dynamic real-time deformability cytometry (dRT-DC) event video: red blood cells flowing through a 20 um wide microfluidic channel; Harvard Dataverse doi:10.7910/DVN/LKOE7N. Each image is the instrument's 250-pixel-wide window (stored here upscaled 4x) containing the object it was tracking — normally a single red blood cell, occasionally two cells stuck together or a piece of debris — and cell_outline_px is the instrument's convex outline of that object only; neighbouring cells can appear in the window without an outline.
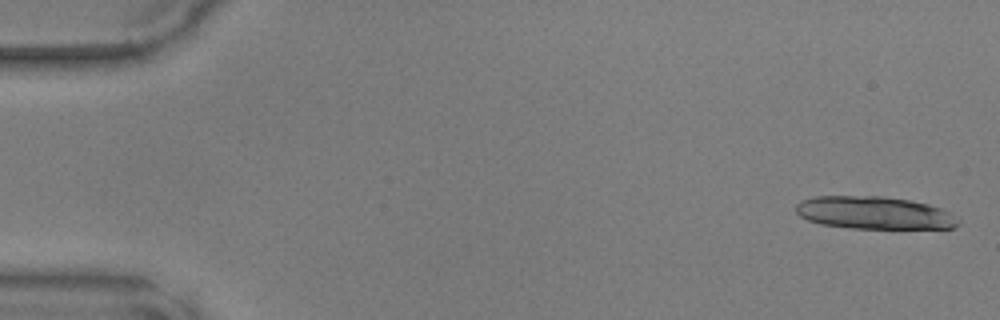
{"species": "common noctule bat (a hibernating species)", "species_latin": "Nyctalus noctula", "temperature_condition": "warm", "stored_images_in_passage": 18, "camera_frame_rate_fps": 3000, "um_per_image_px": 0.085, "animal": {"sex": "male", "body_mass_g": 17.9, "forearm_length_mm": 54.2}, "frame": {"image": 1, "passage_image": 1, "time_ms": 0.0, "image_size_px": [1000, 320], "cell_outline_px": [[960, 224], [952, 228], [852, 228], [820, 224], [808, 220], [800, 216], [796, 212], [796, 204], [800, 200], [816, 196], [884, 196], [908, 200], [928, 204], [940, 208], [948, 212], [960, 220]], "centroid_in_image_um": [74.28, 18.09], "position_along_channel_um": 10.7, "area_um2": 30.81}}
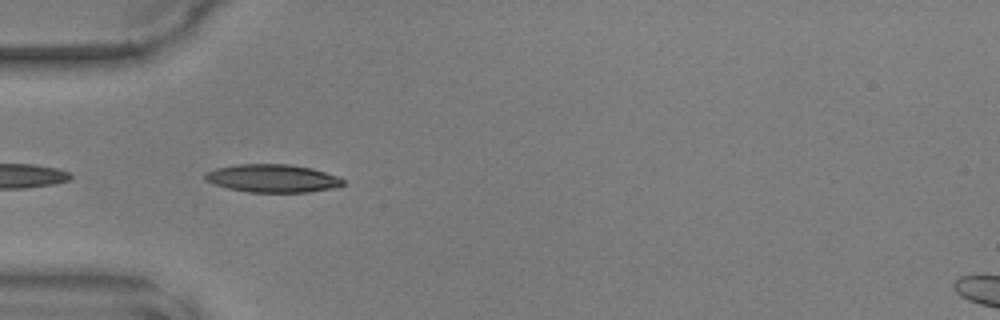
{"frame": {"image": 2, "passage_image": 15, "time_ms": 4.667, "image_size_px": [1000, 320], "cell_outline_px": [[344, 184], [332, 188], [308, 192], [248, 192], [228, 188], [204, 180], [204, 176], [208, 172], [216, 168], [236, 164], [288, 164], [312, 168], [336, 176], [344, 180]], "centroid_in_image_um": [23.15, 15.15], "position_along_channel_um": 61.8, "area_um2": 22.31}}